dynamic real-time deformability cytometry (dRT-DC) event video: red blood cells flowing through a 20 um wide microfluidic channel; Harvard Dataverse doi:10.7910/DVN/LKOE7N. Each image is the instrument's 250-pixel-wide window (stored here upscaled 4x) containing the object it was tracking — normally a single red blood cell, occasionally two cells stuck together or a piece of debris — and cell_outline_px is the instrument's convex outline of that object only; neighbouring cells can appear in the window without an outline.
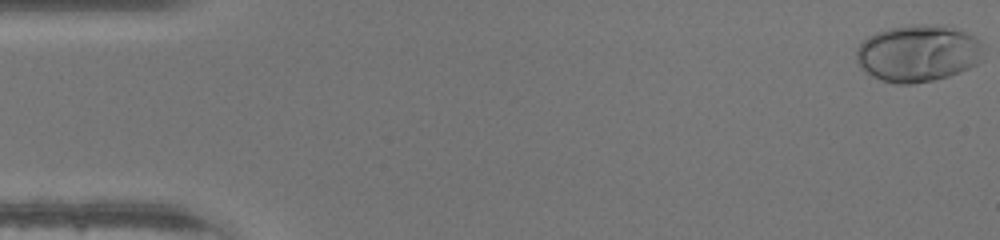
{"species": "human", "species_latin": "Homo sapiens", "temperature_condition": "warm", "stored_images_in_passage": 47, "camera_frame_rate_fps": 3000, "um_per_image_px": 0.085, "donor": {"sex": "male"}, "frame": {"image": 1, "passage_image": 1, "time_ms": 0.0, "image_size_px": [1000, 240], "cell_outline_px": [[984, 44], [976, 64], [960, 72], [948, 76], [932, 80], [912, 84], [896, 84], [880, 80], [872, 76], [860, 68], [856, 60], [856, 48], [868, 36], [876, 32], [888, 28], [912, 24], [944, 24], [960, 28], [976, 36]], "centroid_in_image_um": [78.03, 4.5], "position_along_channel_um": 7.0, "area_um2": 42.77}}
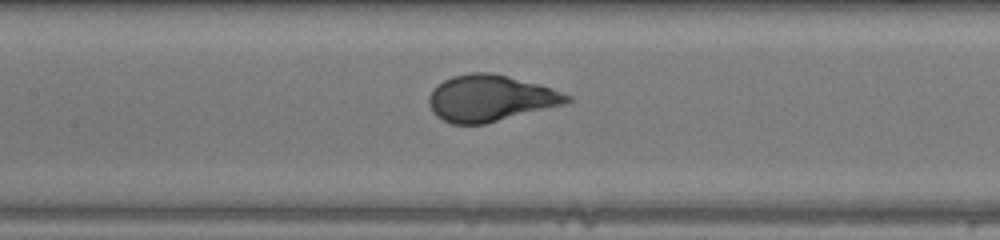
{"frame": {"image": 2, "passage_image": 22, "time_ms": 7.0, "image_size_px": [1000, 240], "cell_outline_px": [[572, 100], [564, 104], [484, 124], [452, 124], [436, 116], [432, 112], [428, 104], [428, 96], [432, 88], [436, 84], [452, 76], [472, 72], [492, 72], [540, 84], [552, 88], [572, 96]], "centroid_in_image_um": [41.64, 8.34], "position_along_channel_um": 165.8, "area_um2": 37.45}}
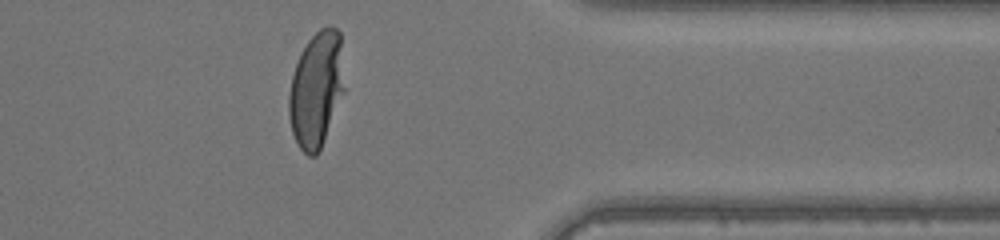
{"frame": {"image": 3, "passage_image": 38, "time_ms": 12.333, "image_size_px": [1000, 240], "cell_outline_px": [[344, 92], [320, 148], [316, 156], [308, 156], [300, 148], [292, 132], [288, 116], [288, 96], [292, 76], [300, 52], [308, 40], [320, 28], [328, 24], [332, 24], [340, 32], [344, 88]], "centroid_in_image_um": [26.87, 7.56], "position_along_channel_um": 384.5, "area_um2": 37.34}}